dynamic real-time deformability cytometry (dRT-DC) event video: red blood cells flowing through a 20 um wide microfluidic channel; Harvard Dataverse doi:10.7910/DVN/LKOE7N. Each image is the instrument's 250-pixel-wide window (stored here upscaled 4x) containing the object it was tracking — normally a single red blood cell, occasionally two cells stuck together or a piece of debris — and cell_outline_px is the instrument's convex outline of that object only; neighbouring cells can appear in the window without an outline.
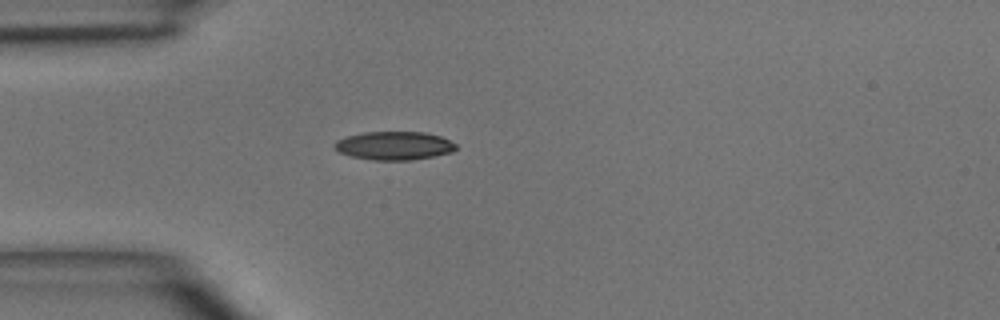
{"species": "common noctule bat (a hibernating species)", "species_latin": "Nyctalus noctula", "temperature_condition": "room temperature", "stored_images_in_passage": 1, "camera_frame_rate_fps": 3000, "um_per_image_px": 0.085, "animal": {"sex": "male", "body_mass_g": 15.6}, "frame": {"image": 1, "passage_image": 1, "time_ms": 0.0, "image_size_px": [1000, 320], "cell_outline_px": [[456, 148], [452, 152], [412, 160], [372, 160], [352, 156], [340, 152], [332, 148], [332, 144], [336, 140], [344, 136], [364, 132], [424, 132], [440, 136], [456, 144]], "centroid_in_image_um": [33.44, 12.38], "position_along_channel_um": 51.6, "area_um2": 20.17}}